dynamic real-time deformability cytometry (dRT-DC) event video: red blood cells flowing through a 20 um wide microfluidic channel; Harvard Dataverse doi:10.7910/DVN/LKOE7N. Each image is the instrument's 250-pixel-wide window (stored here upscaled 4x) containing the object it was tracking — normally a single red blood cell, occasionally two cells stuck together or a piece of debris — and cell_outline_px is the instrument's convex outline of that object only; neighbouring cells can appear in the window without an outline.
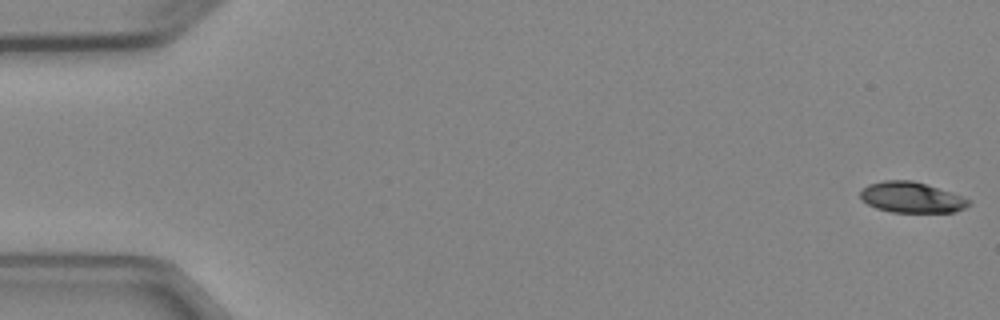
{"species": "Egyptian fruit bat (a non-hibernating species)", "species_latin": "Rousettus aegyptiacus", "temperature_condition": "cold", "stored_images_in_passage": 5, "camera_frame_rate_fps": 3000, "um_per_image_px": 0.085, "animal": {"sex": "female"}, "frame": {"image": 1, "passage_image": 1, "time_ms": 0.0, "image_size_px": [1000, 320], "cell_outline_px": [[972, 204], [956, 212], [892, 212], [876, 208], [860, 200], [860, 192], [868, 184], [884, 180], [912, 180], [972, 200]], "centroid_in_image_um": [77.46, 16.79], "position_along_channel_um": 7.5, "area_um2": 19.25}}
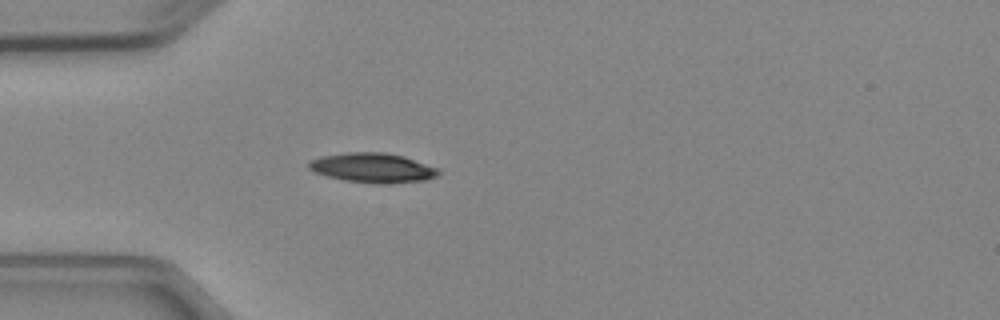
{"frame": {"image": 2, "passage_image": 5, "time_ms": 4.667, "image_size_px": [1000, 320], "cell_outline_px": [[440, 172], [436, 176], [424, 180], [380, 184], [376, 184], [344, 180], [328, 176], [316, 172], [308, 168], [308, 160], [320, 156], [348, 152], [384, 152], [404, 156], [440, 168]], "centroid_in_image_um": [31.68, 14.25], "position_along_channel_um": 53.3, "area_um2": 22.43}}